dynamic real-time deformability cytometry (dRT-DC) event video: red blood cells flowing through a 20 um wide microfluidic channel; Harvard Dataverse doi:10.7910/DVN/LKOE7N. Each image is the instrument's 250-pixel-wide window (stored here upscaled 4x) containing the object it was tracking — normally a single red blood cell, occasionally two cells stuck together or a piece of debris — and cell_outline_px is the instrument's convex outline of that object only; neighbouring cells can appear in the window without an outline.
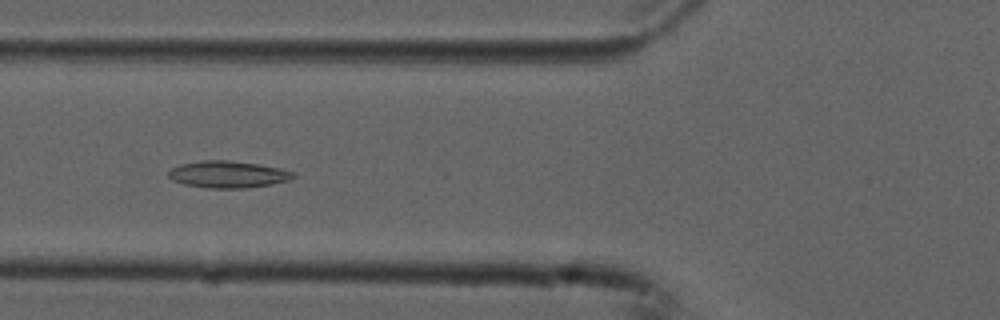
{"species": "common noctule bat (a hibernating species)", "species_latin": "Nyctalus noctula", "temperature_condition": "cold", "stored_images_in_passage": 7, "camera_frame_rate_fps": 3000, "um_per_image_px": 0.085, "animal": {"sex": "male", "forearm_length_mm": 52.5}, "frame": {"image": 1, "passage_image": 5, "time_ms": 1.333, "image_size_px": [1000, 320], "cell_outline_px": [[296, 176], [288, 180], [272, 184], [244, 188], [208, 188], [184, 184], [172, 180], [168, 176], [168, 172], [172, 168], [180, 164], [204, 160], [228, 160], [256, 164], [280, 168], [296, 172]], "centroid_in_image_um": [19.38, 14.82], "position_along_channel_um": 106.4, "area_um2": 19.48}}
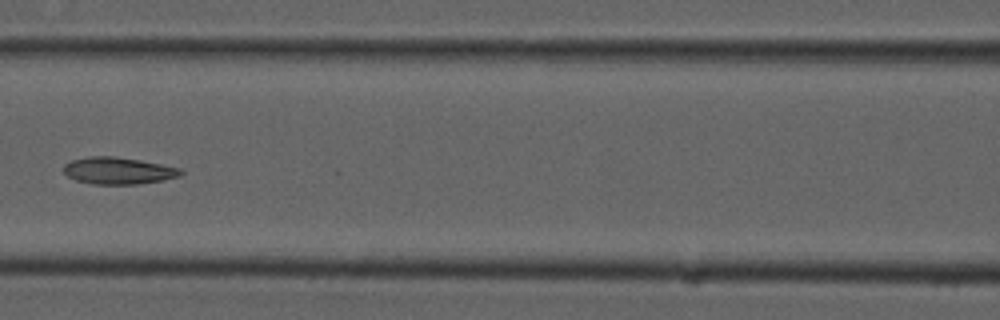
{"frame": {"image": 2, "passage_image": 6, "time_ms": 1.667, "image_size_px": [1000, 320], "cell_outline_px": [[184, 172], [180, 176], [164, 180], [136, 184], [92, 184], [76, 180], [68, 176], [64, 172], [64, 164], [72, 160], [88, 156], [116, 156], [140, 160], [180, 168]], "centroid_in_image_um": [10.05, 14.5], "position_along_channel_um": 156.5, "area_um2": 18.38}}
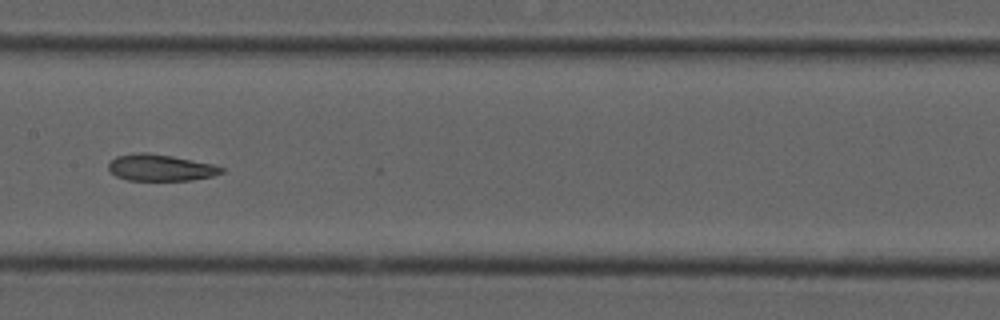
{"frame": {"image": 3, "passage_image": 7, "time_ms": 2.0, "image_size_px": [1000, 320], "cell_outline_px": [[224, 172], [212, 176], [192, 180], [128, 180], [116, 176], [108, 168], [108, 164], [116, 156], [140, 152], [144, 152], [172, 156], [212, 164], [224, 168]], "centroid_in_image_um": [13.64, 14.25], "position_along_channel_um": 193.8, "area_um2": 17.28}}